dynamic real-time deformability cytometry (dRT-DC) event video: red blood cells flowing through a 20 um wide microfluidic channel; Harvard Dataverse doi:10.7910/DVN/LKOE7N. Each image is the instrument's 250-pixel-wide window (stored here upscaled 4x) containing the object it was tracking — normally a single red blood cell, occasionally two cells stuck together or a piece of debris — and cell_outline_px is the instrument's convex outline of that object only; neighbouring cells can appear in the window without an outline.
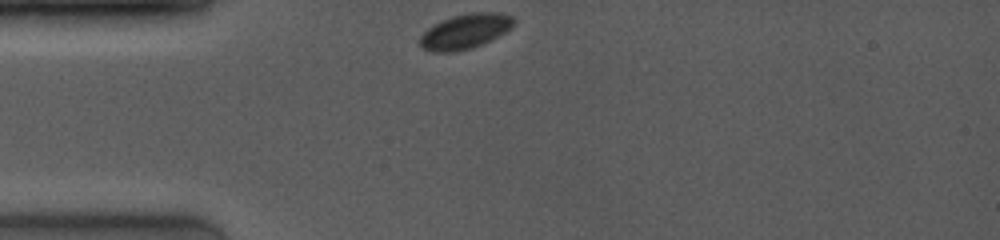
{"species": "common noctule bat (a hibernating species)", "species_latin": "Nyctalus noctula", "temperature_condition": "room temperature", "stored_images_in_passage": 5, "camera_frame_rate_fps": 4000, "um_per_image_px": 0.085, "animal": {"sex": "female", "body_mass_g": 19.0, "forearm_length_mm": 53.3}, "frame": {"image": 1, "passage_image": 1, "time_ms": 0.0, "image_size_px": [1000, 240], "cell_outline_px": [[516, 20], [512, 28], [472, 48], [456, 52], [432, 52], [424, 48], [420, 44], [420, 36], [428, 28], [452, 16], [472, 12], [496, 12], [512, 16]], "centroid_in_image_um": [39.55, 2.66], "position_along_channel_um": 45.5, "area_um2": 18.79}}